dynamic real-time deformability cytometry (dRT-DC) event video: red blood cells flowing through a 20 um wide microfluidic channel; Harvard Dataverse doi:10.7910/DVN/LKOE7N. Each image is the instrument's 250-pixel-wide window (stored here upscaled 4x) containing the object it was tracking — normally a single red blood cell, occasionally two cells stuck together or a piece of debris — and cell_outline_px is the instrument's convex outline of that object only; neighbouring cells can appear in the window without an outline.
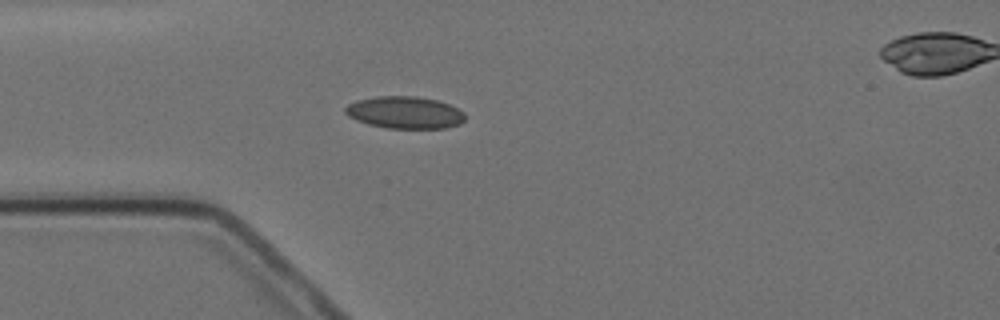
{"species": "Egyptian fruit bat (a non-hibernating species)", "species_latin": "Rousettus aegyptiacus", "temperature_condition": "cold", "stored_images_in_passage": 4, "camera_frame_rate_fps": 3000, "um_per_image_px": 0.085, "animal": {"sex": "female"}, "frame": {"image": 1, "passage_image": 3, "time_ms": 2.333, "image_size_px": [1000, 320], "cell_outline_px": [[464, 120], [460, 124], [444, 128], [388, 128], [368, 124], [356, 120], [348, 116], [344, 112], [344, 108], [348, 104], [356, 100], [376, 96], [416, 96], [436, 100], [448, 104], [464, 112]], "centroid_in_image_um": [34.37, 9.56], "position_along_channel_um": 50.6, "area_um2": 22.43}}